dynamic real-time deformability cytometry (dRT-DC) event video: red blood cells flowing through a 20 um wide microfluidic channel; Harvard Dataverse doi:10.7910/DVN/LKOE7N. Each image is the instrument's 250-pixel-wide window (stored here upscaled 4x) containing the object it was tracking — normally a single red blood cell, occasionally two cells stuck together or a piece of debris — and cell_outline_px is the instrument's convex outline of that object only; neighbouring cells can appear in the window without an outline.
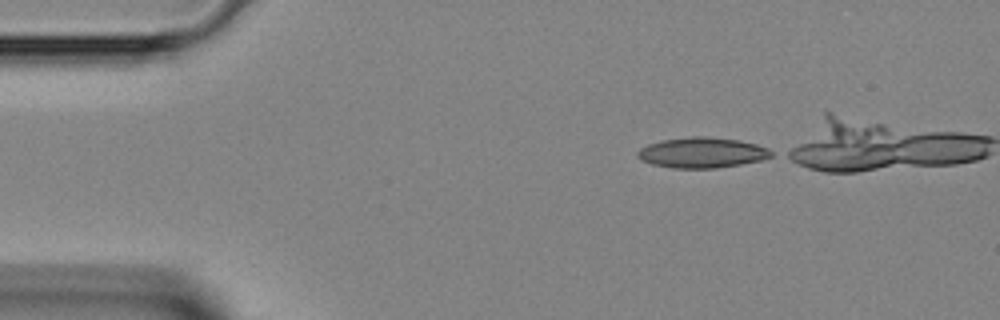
{"species": "Egyptian fruit bat (a non-hibernating species)", "species_latin": "Rousettus aegyptiacus", "temperature_condition": "room temperature", "stored_images_in_passage": 10, "camera_frame_rate_fps": 3000, "um_per_image_px": 0.085, "animal": {"sex": "female"}, "frame": {"image": 1, "passage_image": 1, "time_ms": 0.0, "image_size_px": [1000, 320], "cell_outline_px": [[776, 152], [772, 156], [760, 160], [740, 164], [716, 168], [672, 168], [652, 164], [640, 160], [636, 156], [636, 152], [640, 148], [648, 144], [660, 140], [692, 136], [708, 136], [740, 140], [756, 144], [768, 148]], "centroid_in_image_um": [59.66, 12.96], "position_along_channel_um": 25.3, "area_um2": 23.99}}
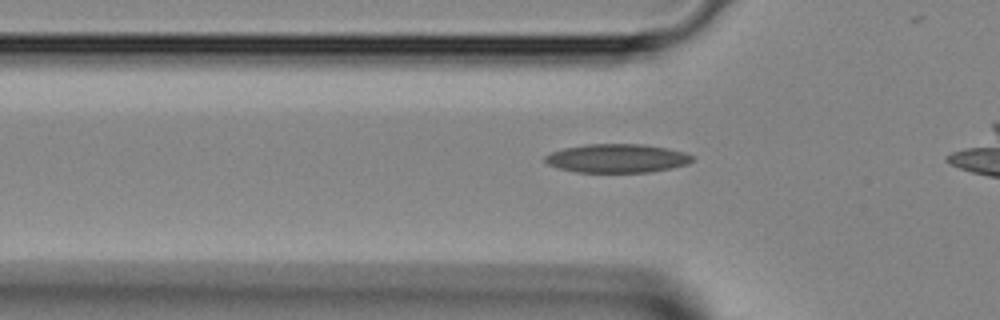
{"frame": {"image": 2, "passage_image": 8, "time_ms": 2.333, "image_size_px": [1000, 320], "cell_outline_px": [[696, 160], [688, 164], [672, 168], [652, 172], [576, 172], [560, 168], [548, 164], [544, 160], [544, 156], [552, 152], [564, 148], [584, 144], [644, 144], [668, 148], [684, 152], [692, 156]], "centroid_in_image_um": [52.49, 13.45], "position_along_channel_um": 73.3, "area_um2": 24.74}}